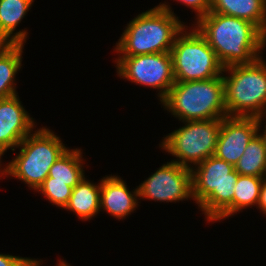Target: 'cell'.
<instances>
[{
  "instance_id": "6da1fadb",
  "label": "cell",
  "mask_w": 266,
  "mask_h": 266,
  "mask_svg": "<svg viewBox=\"0 0 266 266\" xmlns=\"http://www.w3.org/2000/svg\"><path fill=\"white\" fill-rule=\"evenodd\" d=\"M194 26L215 51L222 66L249 64L260 58L266 35L253 23L209 12Z\"/></svg>"
},
{
  "instance_id": "7a4b0ae2",
  "label": "cell",
  "mask_w": 266,
  "mask_h": 266,
  "mask_svg": "<svg viewBox=\"0 0 266 266\" xmlns=\"http://www.w3.org/2000/svg\"><path fill=\"white\" fill-rule=\"evenodd\" d=\"M185 24L167 2L138 14L127 24L114 51L121 56L171 52Z\"/></svg>"
},
{
  "instance_id": "3957f363",
  "label": "cell",
  "mask_w": 266,
  "mask_h": 266,
  "mask_svg": "<svg viewBox=\"0 0 266 266\" xmlns=\"http://www.w3.org/2000/svg\"><path fill=\"white\" fill-rule=\"evenodd\" d=\"M191 171L193 200L206 221L216 222L233 215L234 185L240 175L235 167L212 155Z\"/></svg>"
},
{
  "instance_id": "277c9868",
  "label": "cell",
  "mask_w": 266,
  "mask_h": 266,
  "mask_svg": "<svg viewBox=\"0 0 266 266\" xmlns=\"http://www.w3.org/2000/svg\"><path fill=\"white\" fill-rule=\"evenodd\" d=\"M161 103L181 122L228 117L222 75L208 80L175 82Z\"/></svg>"
},
{
  "instance_id": "5b68a950",
  "label": "cell",
  "mask_w": 266,
  "mask_h": 266,
  "mask_svg": "<svg viewBox=\"0 0 266 266\" xmlns=\"http://www.w3.org/2000/svg\"><path fill=\"white\" fill-rule=\"evenodd\" d=\"M16 148H20L18 155L3 169L0 165V175L16 177L34 191L48 177L54 162L68 149L61 138L46 127L30 133Z\"/></svg>"
},
{
  "instance_id": "8992f818",
  "label": "cell",
  "mask_w": 266,
  "mask_h": 266,
  "mask_svg": "<svg viewBox=\"0 0 266 266\" xmlns=\"http://www.w3.org/2000/svg\"><path fill=\"white\" fill-rule=\"evenodd\" d=\"M225 67L224 102L229 117H257L266 112V61Z\"/></svg>"
},
{
  "instance_id": "52a82bcc",
  "label": "cell",
  "mask_w": 266,
  "mask_h": 266,
  "mask_svg": "<svg viewBox=\"0 0 266 266\" xmlns=\"http://www.w3.org/2000/svg\"><path fill=\"white\" fill-rule=\"evenodd\" d=\"M188 26L176 36L171 49L175 82L208 80L223 75L224 67L206 39Z\"/></svg>"
},
{
  "instance_id": "ba28073f",
  "label": "cell",
  "mask_w": 266,
  "mask_h": 266,
  "mask_svg": "<svg viewBox=\"0 0 266 266\" xmlns=\"http://www.w3.org/2000/svg\"><path fill=\"white\" fill-rule=\"evenodd\" d=\"M183 123L185 124L183 127L163 137L159 147L176 157L172 160L173 162L192 169L214 155L221 119L185 121Z\"/></svg>"
},
{
  "instance_id": "9c48e42d",
  "label": "cell",
  "mask_w": 266,
  "mask_h": 266,
  "mask_svg": "<svg viewBox=\"0 0 266 266\" xmlns=\"http://www.w3.org/2000/svg\"><path fill=\"white\" fill-rule=\"evenodd\" d=\"M120 78L157 89L161 102L175 83L171 52L120 56L115 59Z\"/></svg>"
},
{
  "instance_id": "30bf717a",
  "label": "cell",
  "mask_w": 266,
  "mask_h": 266,
  "mask_svg": "<svg viewBox=\"0 0 266 266\" xmlns=\"http://www.w3.org/2000/svg\"><path fill=\"white\" fill-rule=\"evenodd\" d=\"M137 188L142 200L176 203L193 199L192 171L173 161L167 162Z\"/></svg>"
},
{
  "instance_id": "8fae6325",
  "label": "cell",
  "mask_w": 266,
  "mask_h": 266,
  "mask_svg": "<svg viewBox=\"0 0 266 266\" xmlns=\"http://www.w3.org/2000/svg\"><path fill=\"white\" fill-rule=\"evenodd\" d=\"M258 133L256 117H225L214 155L235 166L250 140Z\"/></svg>"
},
{
  "instance_id": "7c38bea8",
  "label": "cell",
  "mask_w": 266,
  "mask_h": 266,
  "mask_svg": "<svg viewBox=\"0 0 266 266\" xmlns=\"http://www.w3.org/2000/svg\"><path fill=\"white\" fill-rule=\"evenodd\" d=\"M21 103L18 95L0 100V163L7 149L14 151L36 127Z\"/></svg>"
},
{
  "instance_id": "4fadbf2b",
  "label": "cell",
  "mask_w": 266,
  "mask_h": 266,
  "mask_svg": "<svg viewBox=\"0 0 266 266\" xmlns=\"http://www.w3.org/2000/svg\"><path fill=\"white\" fill-rule=\"evenodd\" d=\"M126 182L118 175L101 179L100 210L111 214L116 219H124L138 206V188L128 191Z\"/></svg>"
},
{
  "instance_id": "5bb4252c",
  "label": "cell",
  "mask_w": 266,
  "mask_h": 266,
  "mask_svg": "<svg viewBox=\"0 0 266 266\" xmlns=\"http://www.w3.org/2000/svg\"><path fill=\"white\" fill-rule=\"evenodd\" d=\"M34 0H0V42L25 44L28 32L17 26L31 9ZM13 34V35H12Z\"/></svg>"
},
{
  "instance_id": "9a60e30c",
  "label": "cell",
  "mask_w": 266,
  "mask_h": 266,
  "mask_svg": "<svg viewBox=\"0 0 266 266\" xmlns=\"http://www.w3.org/2000/svg\"><path fill=\"white\" fill-rule=\"evenodd\" d=\"M210 12L247 20L266 35V0H211Z\"/></svg>"
},
{
  "instance_id": "2e32d148",
  "label": "cell",
  "mask_w": 266,
  "mask_h": 266,
  "mask_svg": "<svg viewBox=\"0 0 266 266\" xmlns=\"http://www.w3.org/2000/svg\"><path fill=\"white\" fill-rule=\"evenodd\" d=\"M100 190L101 180L99 184H94L87 180L85 176L73 188L64 210L74 212L79 219L83 221L91 220V218L100 213Z\"/></svg>"
},
{
  "instance_id": "e0dca14e",
  "label": "cell",
  "mask_w": 266,
  "mask_h": 266,
  "mask_svg": "<svg viewBox=\"0 0 266 266\" xmlns=\"http://www.w3.org/2000/svg\"><path fill=\"white\" fill-rule=\"evenodd\" d=\"M24 44L0 45V100L17 95L15 76L22 66Z\"/></svg>"
},
{
  "instance_id": "ac0fdd59",
  "label": "cell",
  "mask_w": 266,
  "mask_h": 266,
  "mask_svg": "<svg viewBox=\"0 0 266 266\" xmlns=\"http://www.w3.org/2000/svg\"><path fill=\"white\" fill-rule=\"evenodd\" d=\"M82 156L79 148L67 149L51 166L48 177L52 181L70 182L74 188L85 176Z\"/></svg>"
},
{
  "instance_id": "d6986e66",
  "label": "cell",
  "mask_w": 266,
  "mask_h": 266,
  "mask_svg": "<svg viewBox=\"0 0 266 266\" xmlns=\"http://www.w3.org/2000/svg\"><path fill=\"white\" fill-rule=\"evenodd\" d=\"M234 167L240 175L266 177V145L259 133L250 140Z\"/></svg>"
},
{
  "instance_id": "ffe728a7",
  "label": "cell",
  "mask_w": 266,
  "mask_h": 266,
  "mask_svg": "<svg viewBox=\"0 0 266 266\" xmlns=\"http://www.w3.org/2000/svg\"><path fill=\"white\" fill-rule=\"evenodd\" d=\"M264 177L239 175L234 185L233 215L247 207L258 206Z\"/></svg>"
},
{
  "instance_id": "44dd1931",
  "label": "cell",
  "mask_w": 266,
  "mask_h": 266,
  "mask_svg": "<svg viewBox=\"0 0 266 266\" xmlns=\"http://www.w3.org/2000/svg\"><path fill=\"white\" fill-rule=\"evenodd\" d=\"M72 190L70 182L52 181V177H47L36 191L44 195L52 205L64 209Z\"/></svg>"
},
{
  "instance_id": "7402d4cb",
  "label": "cell",
  "mask_w": 266,
  "mask_h": 266,
  "mask_svg": "<svg viewBox=\"0 0 266 266\" xmlns=\"http://www.w3.org/2000/svg\"><path fill=\"white\" fill-rule=\"evenodd\" d=\"M176 1L182 3L186 7H190V9H193V11L197 13L196 14L197 21L210 12L211 0H176Z\"/></svg>"
},
{
  "instance_id": "603a6c76",
  "label": "cell",
  "mask_w": 266,
  "mask_h": 266,
  "mask_svg": "<svg viewBox=\"0 0 266 266\" xmlns=\"http://www.w3.org/2000/svg\"><path fill=\"white\" fill-rule=\"evenodd\" d=\"M32 258L0 254V266H26Z\"/></svg>"
},
{
  "instance_id": "cb8c5ba5",
  "label": "cell",
  "mask_w": 266,
  "mask_h": 266,
  "mask_svg": "<svg viewBox=\"0 0 266 266\" xmlns=\"http://www.w3.org/2000/svg\"><path fill=\"white\" fill-rule=\"evenodd\" d=\"M257 207L261 210L263 214L266 215V177H264L262 182L260 200Z\"/></svg>"
},
{
  "instance_id": "d4e9b609",
  "label": "cell",
  "mask_w": 266,
  "mask_h": 266,
  "mask_svg": "<svg viewBox=\"0 0 266 266\" xmlns=\"http://www.w3.org/2000/svg\"><path fill=\"white\" fill-rule=\"evenodd\" d=\"M256 119H257V123H258V133H259V135L263 138V140H264V143H265V145H266V124H265V126L263 127L264 129H263V132L260 134V131H262V129H260V128H262V123L265 121V119H266V112L265 113H263L262 115H260V116H257L256 117ZM263 121V122H262ZM264 123H266V121L264 122Z\"/></svg>"
},
{
  "instance_id": "484cf974",
  "label": "cell",
  "mask_w": 266,
  "mask_h": 266,
  "mask_svg": "<svg viewBox=\"0 0 266 266\" xmlns=\"http://www.w3.org/2000/svg\"><path fill=\"white\" fill-rule=\"evenodd\" d=\"M42 260L32 259L26 266H40Z\"/></svg>"
},
{
  "instance_id": "4316f807",
  "label": "cell",
  "mask_w": 266,
  "mask_h": 266,
  "mask_svg": "<svg viewBox=\"0 0 266 266\" xmlns=\"http://www.w3.org/2000/svg\"><path fill=\"white\" fill-rule=\"evenodd\" d=\"M58 262L59 263L56 266H71L70 264L66 263V261H62L61 259Z\"/></svg>"
}]
</instances>
